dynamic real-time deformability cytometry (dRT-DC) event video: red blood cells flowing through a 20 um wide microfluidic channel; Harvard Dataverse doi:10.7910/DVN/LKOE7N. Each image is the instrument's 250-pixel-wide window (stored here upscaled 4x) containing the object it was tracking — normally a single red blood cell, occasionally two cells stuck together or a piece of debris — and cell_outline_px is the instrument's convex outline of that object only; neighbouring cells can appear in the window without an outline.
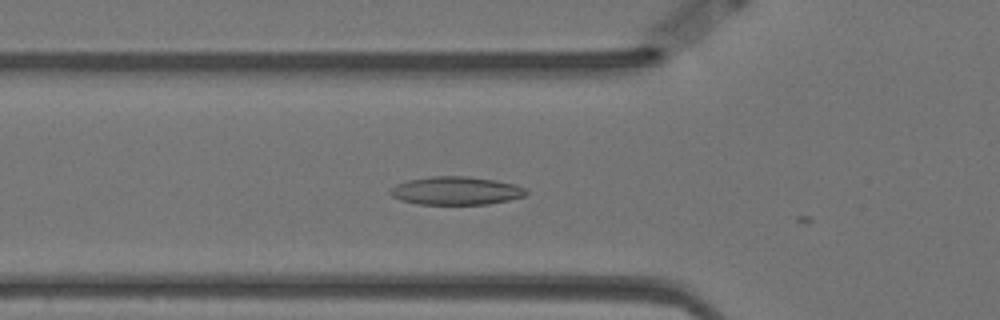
{"species": "Egyptian fruit bat (a non-hibernating species)", "species_latin": "Rousettus aegyptiacus", "temperature_condition": "warm", "stored_images_in_passage": 3, "camera_frame_rate_fps": 3000, "um_per_image_px": 0.085, "animal": {"sex": "female"}, "frame": {"image": 1, "passage_image": 2, "time_ms": 0.333, "image_size_px": [1000, 320], "cell_outline_px": [[528, 192], [524, 196], [508, 200], [488, 204], [416, 204], [400, 200], [392, 196], [388, 192], [396, 184], [408, 180], [432, 176], [468, 176], [496, 180], [516, 184], [528, 188]], "centroid_in_image_um": [38.78, 16.21], "position_along_channel_um": 87.0, "area_um2": 22.48}}